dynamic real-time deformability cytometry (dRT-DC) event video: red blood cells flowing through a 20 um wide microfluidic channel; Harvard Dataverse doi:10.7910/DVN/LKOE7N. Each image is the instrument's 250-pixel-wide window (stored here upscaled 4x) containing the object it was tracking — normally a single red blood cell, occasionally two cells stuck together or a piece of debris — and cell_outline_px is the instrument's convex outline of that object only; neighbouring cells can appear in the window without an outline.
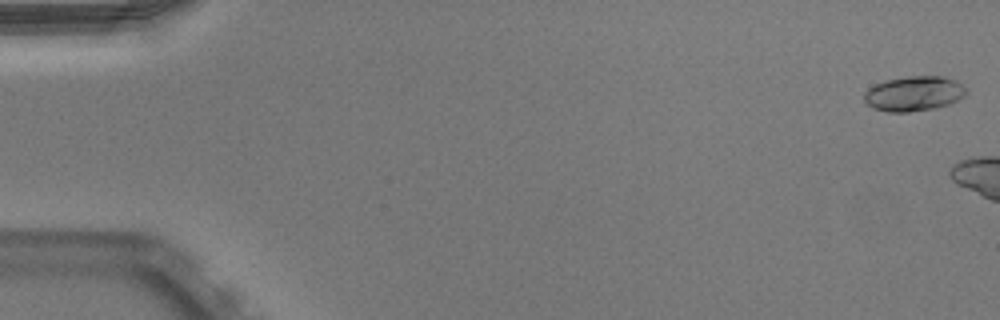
{"species": "Egyptian fruit bat (a non-hibernating species)", "species_latin": "Rousettus aegyptiacus", "temperature_condition": "warm", "stored_images_in_passage": 6, "camera_frame_rate_fps": 3000, "um_per_image_px": 0.085, "animal": {"sex": "male"}, "frame": {"image": 1, "passage_image": 1, "time_ms": 0.0, "image_size_px": [1000, 320], "cell_outline_px": [[968, 92], [964, 96], [948, 104], [932, 108], [908, 112], [888, 112], [872, 108], [864, 100], [864, 92], [868, 88], [876, 84], [888, 80], [908, 76], [940, 76], [956, 80]], "centroid_in_image_um": [77.65, 7.96], "position_along_channel_um": 7.3, "area_um2": 20.52}}